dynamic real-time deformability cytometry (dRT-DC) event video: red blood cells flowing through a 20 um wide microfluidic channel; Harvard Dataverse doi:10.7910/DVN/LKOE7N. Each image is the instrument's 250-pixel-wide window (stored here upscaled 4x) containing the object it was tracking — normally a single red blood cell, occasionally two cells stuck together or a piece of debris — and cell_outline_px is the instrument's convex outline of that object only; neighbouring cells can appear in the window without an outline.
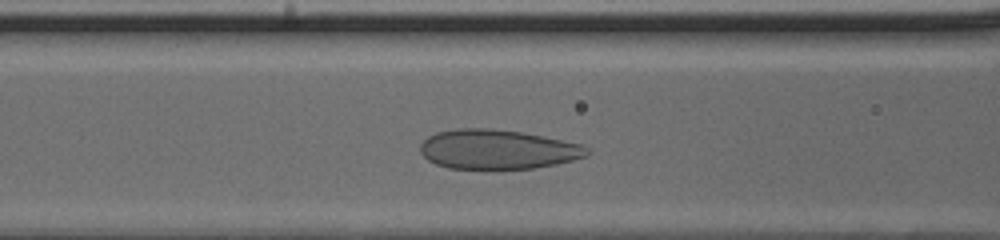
{"species": "human", "species_latin": "Homo sapiens", "temperature_condition": "cold", "stored_images_in_passage": 32, "camera_frame_rate_fps": 3000, "um_per_image_px": 0.085, "donor": {"sex": "male"}, "frame": {"image": 1, "passage_image": 9, "time_ms": 2.667, "image_size_px": [1000, 240], "cell_outline_px": [[592, 152], [588, 156], [556, 164], [532, 168], [448, 168], [436, 164], [428, 160], [420, 152], [420, 144], [428, 136], [436, 132], [456, 128], [488, 128], [520, 132], [580, 144], [588, 148]], "centroid_in_image_um": [42.27, 12.69], "position_along_channel_um": 124.3, "area_um2": 38.09}}
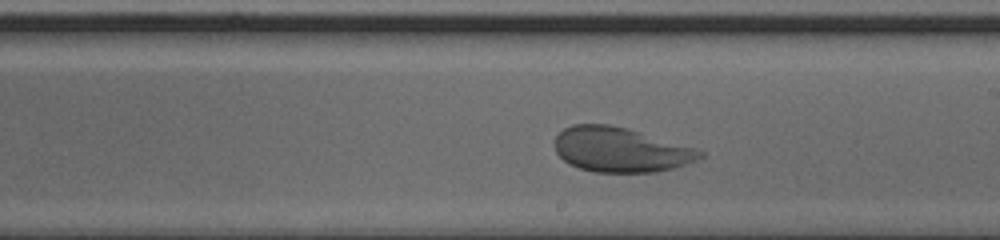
{"frame": {"image": 2, "passage_image": 18, "time_ms": 5.667, "image_size_px": [1000, 240], "cell_outline_px": [[704, 156], [696, 160], [672, 168], [656, 172], [596, 172], [580, 168], [568, 164], [556, 152], [556, 136], [564, 128], [572, 124], [608, 124], [628, 128], [696, 148], [704, 152]], "centroid_in_image_um": [52.74, 12.72], "position_along_channel_um": 236.3, "area_um2": 37.69}}
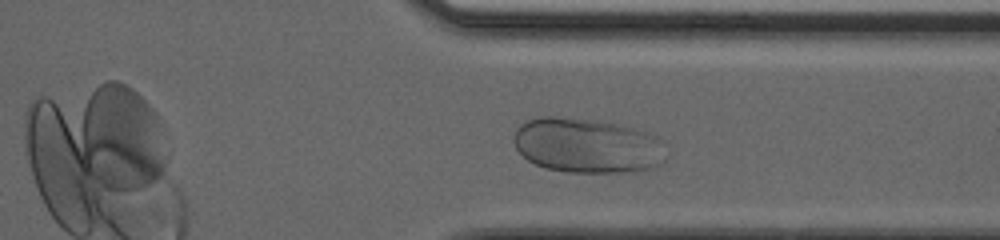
{"frame": {"image": 3, "passage_image": 28, "time_ms": 9.0, "image_size_px": [1000, 240], "cell_outline_px": [[668, 156], [660, 164], [648, 168], [628, 172], [564, 172], [548, 168], [536, 164], [528, 160], [516, 148], [512, 140], [516, 128], [520, 124], [528, 120], [540, 116], [556, 116], [592, 120], [632, 128], [648, 132], [656, 136], [660, 140]], "centroid_in_image_um": [49.89, 12.37], "position_along_channel_um": 361.5, "area_um2": 48.61}}